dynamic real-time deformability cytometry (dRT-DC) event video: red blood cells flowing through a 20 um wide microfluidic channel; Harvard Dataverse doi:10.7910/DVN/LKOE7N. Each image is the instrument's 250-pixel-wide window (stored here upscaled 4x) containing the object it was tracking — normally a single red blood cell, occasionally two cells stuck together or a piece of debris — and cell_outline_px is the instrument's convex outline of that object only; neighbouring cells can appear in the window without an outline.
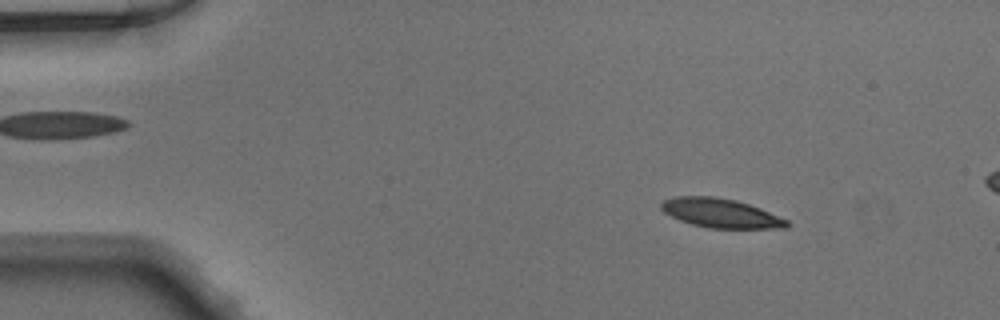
{"species": "Egyptian fruit bat (a non-hibernating species)", "species_latin": "Rousettus aegyptiacus", "temperature_condition": "warm", "stored_images_in_passage": 49, "camera_frame_rate_fps": 3000, "um_per_image_px": 0.085, "animal": {"sex": "male"}, "frame": {"image": 1, "passage_image": 6, "time_ms": 1.667, "image_size_px": [1000, 320], "cell_outline_px": [[788, 228], [708, 228], [692, 224], [680, 220], [664, 212], [660, 208], [660, 204], [664, 200], [676, 196], [712, 196], [736, 200], [760, 208], [788, 220]], "centroid_in_image_um": [61.25, 18.11], "position_along_channel_um": 23.8, "area_um2": 21.21}}
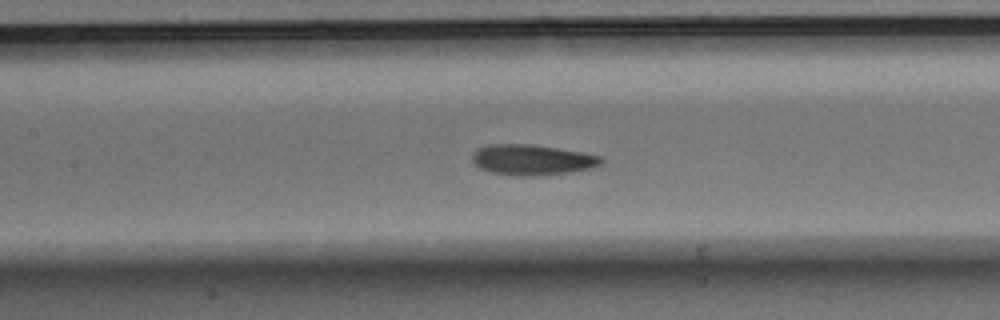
{"frame": {"image": 2, "passage_image": 22, "time_ms": 7.0, "image_size_px": [1000, 320], "cell_outline_px": [[604, 160], [600, 164], [592, 168], [568, 172], [532, 176], [516, 176], [492, 172], [480, 168], [472, 160], [472, 152], [476, 148], [488, 144], [532, 144], [580, 152], [600, 156]], "centroid_in_image_um": [45.18, 13.57], "position_along_channel_um": 162.2, "area_um2": 22.83}}
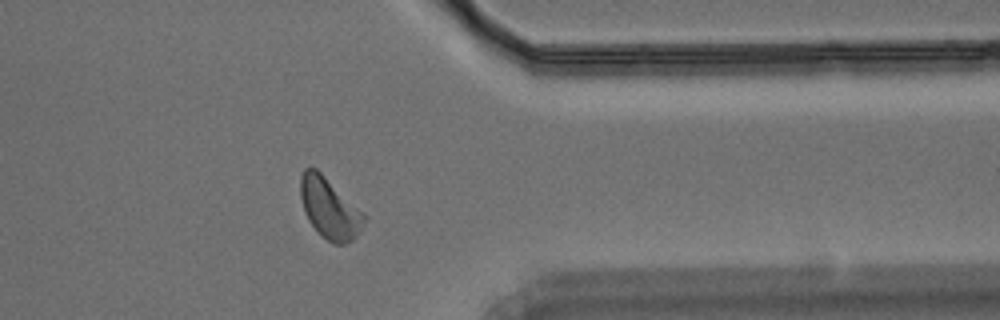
{"frame": {"image": 3, "passage_image": 39, "time_ms": 12.667, "image_size_px": [1000, 320], "cell_outline_px": [[368, 216], [360, 232], [352, 240], [344, 244], [332, 244], [308, 220], [304, 212], [300, 196], [300, 176], [304, 168], [316, 168]], "centroid_in_image_um": [28.02, 17.69], "position_along_channel_um": 383.4, "area_um2": 22.43}}